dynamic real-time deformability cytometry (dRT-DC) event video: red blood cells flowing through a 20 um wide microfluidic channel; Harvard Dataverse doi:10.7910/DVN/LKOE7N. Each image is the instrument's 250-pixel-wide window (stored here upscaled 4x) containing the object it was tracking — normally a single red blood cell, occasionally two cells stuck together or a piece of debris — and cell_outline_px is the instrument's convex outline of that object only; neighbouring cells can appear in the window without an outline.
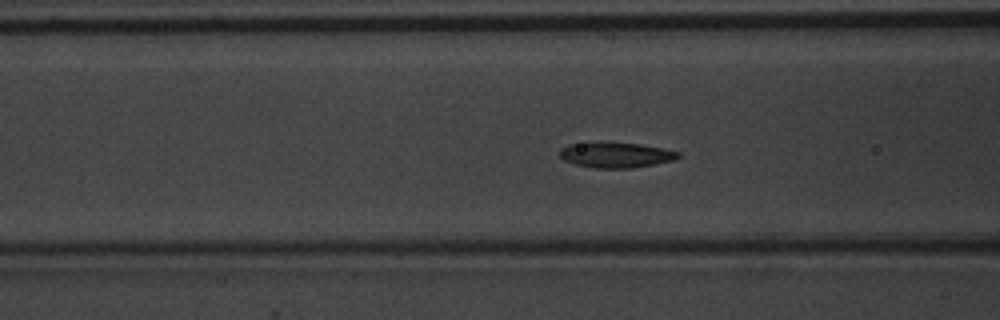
{"species": "common noctule bat (a hibernating species)", "species_latin": "Nyctalus noctula", "temperature_condition": "warm", "stored_images_in_passage": 33, "camera_frame_rate_fps": 3000, "um_per_image_px": 0.085, "animal": {"sex": "male", "body_mass_g": 20.1, "forearm_length_mm": 53.5}, "frame": {"image": 1, "passage_image": 8, "time_ms": 2.333, "image_size_px": [1000, 320], "cell_outline_px": [[680, 156], [672, 160], [656, 164], [632, 168], [592, 168], [576, 164], [564, 160], [560, 156], [560, 148], [568, 144], [596, 140], [600, 140], [640, 144], [664, 148], [680, 152]], "centroid_in_image_um": [52.31, 13.14], "position_along_channel_um": 114.3, "area_um2": 18.09}}
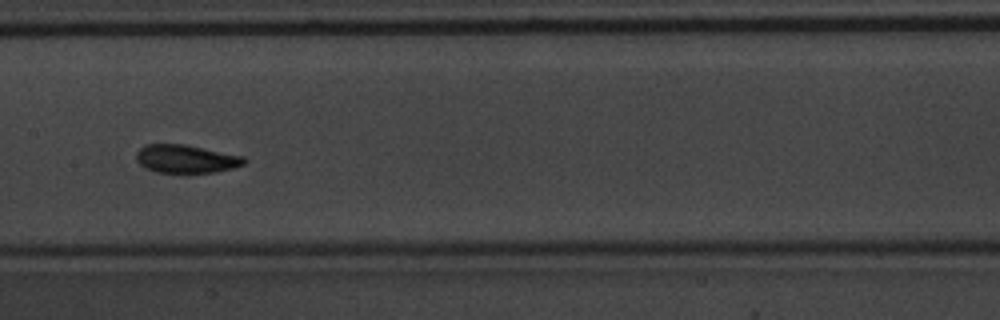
{"frame": {"image": 2, "passage_image": 14, "time_ms": 4.333, "image_size_px": [1000, 320], "cell_outline_px": [[248, 160], [244, 164], [232, 168], [216, 172], [188, 176], [156, 172], [140, 164], [136, 160], [136, 152], [144, 144], [184, 144], [244, 156]], "centroid_in_image_um": [15.82, 13.55], "position_along_channel_um": 191.6, "area_um2": 18.5}}
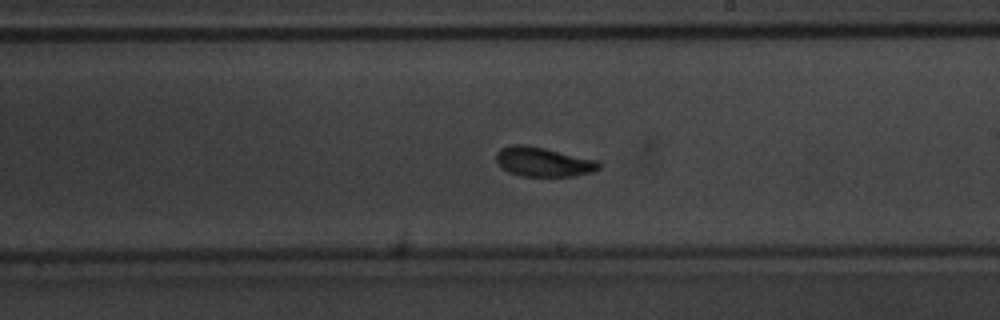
{"frame": {"image": 3, "passage_image": 18, "time_ms": 5.667, "image_size_px": [1000, 320], "cell_outline_px": [[600, 168], [592, 172], [576, 176], [524, 176], [508, 172], [496, 160], [496, 152], [500, 148], [508, 144], [524, 144], [544, 148], [600, 160]], "centroid_in_image_um": [46.2, 13.74], "position_along_channel_um": 242.8, "area_um2": 17.74}, "authors_computed_cell_mechanics": {"area_um2": 17.5134, "velocity_mm_per_s": 3.8577, "shape_relaxation_time_tau1_ms": 2.4918, "shape_relaxation_time_tau2_ms": 3.352, "deformation_change_tau1": 0.1178, "deformation_change_tau2": 0.0662}}